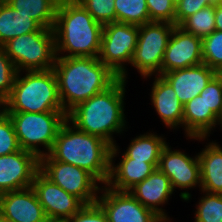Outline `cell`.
I'll return each instance as SVG.
<instances>
[{
	"mask_svg": "<svg viewBox=\"0 0 222 222\" xmlns=\"http://www.w3.org/2000/svg\"><path fill=\"white\" fill-rule=\"evenodd\" d=\"M53 70L66 114L119 79L98 57H56Z\"/></svg>",
	"mask_w": 222,
	"mask_h": 222,
	"instance_id": "6da1fadb",
	"label": "cell"
},
{
	"mask_svg": "<svg viewBox=\"0 0 222 222\" xmlns=\"http://www.w3.org/2000/svg\"><path fill=\"white\" fill-rule=\"evenodd\" d=\"M126 84L124 79L119 78L104 92L73 108L67 114V120L78 130L98 136L115 146L117 143L113 134L121 135L128 129L124 113Z\"/></svg>",
	"mask_w": 222,
	"mask_h": 222,
	"instance_id": "7a4b0ae2",
	"label": "cell"
},
{
	"mask_svg": "<svg viewBox=\"0 0 222 222\" xmlns=\"http://www.w3.org/2000/svg\"><path fill=\"white\" fill-rule=\"evenodd\" d=\"M57 57H98L103 25L77 0H60L53 26Z\"/></svg>",
	"mask_w": 222,
	"mask_h": 222,
	"instance_id": "3957f363",
	"label": "cell"
},
{
	"mask_svg": "<svg viewBox=\"0 0 222 222\" xmlns=\"http://www.w3.org/2000/svg\"><path fill=\"white\" fill-rule=\"evenodd\" d=\"M111 147L102 138L80 131L66 120L49 155L56 161L86 170L100 185H105L110 174Z\"/></svg>",
	"mask_w": 222,
	"mask_h": 222,
	"instance_id": "277c9868",
	"label": "cell"
},
{
	"mask_svg": "<svg viewBox=\"0 0 222 222\" xmlns=\"http://www.w3.org/2000/svg\"><path fill=\"white\" fill-rule=\"evenodd\" d=\"M1 107L6 112H64L54 70L18 72Z\"/></svg>",
	"mask_w": 222,
	"mask_h": 222,
	"instance_id": "5b68a950",
	"label": "cell"
},
{
	"mask_svg": "<svg viewBox=\"0 0 222 222\" xmlns=\"http://www.w3.org/2000/svg\"><path fill=\"white\" fill-rule=\"evenodd\" d=\"M10 116L19 146L38 158L51 152L58 130L67 120L65 112H7ZM41 147L42 148L41 150Z\"/></svg>",
	"mask_w": 222,
	"mask_h": 222,
	"instance_id": "8992f818",
	"label": "cell"
},
{
	"mask_svg": "<svg viewBox=\"0 0 222 222\" xmlns=\"http://www.w3.org/2000/svg\"><path fill=\"white\" fill-rule=\"evenodd\" d=\"M2 47L18 72L51 70L57 57L53 28L20 35Z\"/></svg>",
	"mask_w": 222,
	"mask_h": 222,
	"instance_id": "52a82bcc",
	"label": "cell"
},
{
	"mask_svg": "<svg viewBox=\"0 0 222 222\" xmlns=\"http://www.w3.org/2000/svg\"><path fill=\"white\" fill-rule=\"evenodd\" d=\"M139 26L111 22L103 26L98 59L116 76L128 82L127 65L131 63L137 45Z\"/></svg>",
	"mask_w": 222,
	"mask_h": 222,
	"instance_id": "ba28073f",
	"label": "cell"
},
{
	"mask_svg": "<svg viewBox=\"0 0 222 222\" xmlns=\"http://www.w3.org/2000/svg\"><path fill=\"white\" fill-rule=\"evenodd\" d=\"M174 27L175 24L167 22L139 25L138 41L130 65L145 80L161 75L164 53Z\"/></svg>",
	"mask_w": 222,
	"mask_h": 222,
	"instance_id": "9c48e42d",
	"label": "cell"
},
{
	"mask_svg": "<svg viewBox=\"0 0 222 222\" xmlns=\"http://www.w3.org/2000/svg\"><path fill=\"white\" fill-rule=\"evenodd\" d=\"M39 171L84 204L95 203L102 185L86 170L54 160L49 154L39 158Z\"/></svg>",
	"mask_w": 222,
	"mask_h": 222,
	"instance_id": "30bf717a",
	"label": "cell"
},
{
	"mask_svg": "<svg viewBox=\"0 0 222 222\" xmlns=\"http://www.w3.org/2000/svg\"><path fill=\"white\" fill-rule=\"evenodd\" d=\"M171 148L169 143L163 148L158 169L168 176L174 191H176L175 189L184 190L180 192V199L189 202L192 195L187 190L194 189L197 186L199 190L201 189L198 154L191 157L184 151Z\"/></svg>",
	"mask_w": 222,
	"mask_h": 222,
	"instance_id": "8fae6325",
	"label": "cell"
},
{
	"mask_svg": "<svg viewBox=\"0 0 222 222\" xmlns=\"http://www.w3.org/2000/svg\"><path fill=\"white\" fill-rule=\"evenodd\" d=\"M96 202L105 212L109 222H164L129 191H117L102 185Z\"/></svg>",
	"mask_w": 222,
	"mask_h": 222,
	"instance_id": "7c38bea8",
	"label": "cell"
},
{
	"mask_svg": "<svg viewBox=\"0 0 222 222\" xmlns=\"http://www.w3.org/2000/svg\"><path fill=\"white\" fill-rule=\"evenodd\" d=\"M38 171L39 158L27 150L0 156V194L32 187Z\"/></svg>",
	"mask_w": 222,
	"mask_h": 222,
	"instance_id": "4fadbf2b",
	"label": "cell"
},
{
	"mask_svg": "<svg viewBox=\"0 0 222 222\" xmlns=\"http://www.w3.org/2000/svg\"><path fill=\"white\" fill-rule=\"evenodd\" d=\"M202 63V39L175 25L164 53L161 76Z\"/></svg>",
	"mask_w": 222,
	"mask_h": 222,
	"instance_id": "5bb4252c",
	"label": "cell"
},
{
	"mask_svg": "<svg viewBox=\"0 0 222 222\" xmlns=\"http://www.w3.org/2000/svg\"><path fill=\"white\" fill-rule=\"evenodd\" d=\"M32 188L46 216L50 218H71L85 205L75 195L51 182L40 171L34 176Z\"/></svg>",
	"mask_w": 222,
	"mask_h": 222,
	"instance_id": "9a60e30c",
	"label": "cell"
},
{
	"mask_svg": "<svg viewBox=\"0 0 222 222\" xmlns=\"http://www.w3.org/2000/svg\"><path fill=\"white\" fill-rule=\"evenodd\" d=\"M0 215L12 222H45L47 218L32 187L0 194Z\"/></svg>",
	"mask_w": 222,
	"mask_h": 222,
	"instance_id": "2e32d148",
	"label": "cell"
},
{
	"mask_svg": "<svg viewBox=\"0 0 222 222\" xmlns=\"http://www.w3.org/2000/svg\"><path fill=\"white\" fill-rule=\"evenodd\" d=\"M120 150L117 144L111 147L110 174L105 184L110 189L129 191L158 168L159 163H147L131 158H119L120 162L115 165V158L120 155Z\"/></svg>",
	"mask_w": 222,
	"mask_h": 222,
	"instance_id": "e0dca14e",
	"label": "cell"
},
{
	"mask_svg": "<svg viewBox=\"0 0 222 222\" xmlns=\"http://www.w3.org/2000/svg\"><path fill=\"white\" fill-rule=\"evenodd\" d=\"M129 192L146 208L152 210L164 222L171 221L170 216L162 208L173 195L170 179L158 168Z\"/></svg>",
	"mask_w": 222,
	"mask_h": 222,
	"instance_id": "ac0fdd59",
	"label": "cell"
},
{
	"mask_svg": "<svg viewBox=\"0 0 222 222\" xmlns=\"http://www.w3.org/2000/svg\"><path fill=\"white\" fill-rule=\"evenodd\" d=\"M217 73L202 63L184 69L164 73L162 76L171 84L179 101L184 105L206 87Z\"/></svg>",
	"mask_w": 222,
	"mask_h": 222,
	"instance_id": "d6986e66",
	"label": "cell"
},
{
	"mask_svg": "<svg viewBox=\"0 0 222 222\" xmlns=\"http://www.w3.org/2000/svg\"><path fill=\"white\" fill-rule=\"evenodd\" d=\"M151 87V105L166 128L182 127L183 104L179 101L171 84L161 75H155Z\"/></svg>",
	"mask_w": 222,
	"mask_h": 222,
	"instance_id": "ffe728a7",
	"label": "cell"
},
{
	"mask_svg": "<svg viewBox=\"0 0 222 222\" xmlns=\"http://www.w3.org/2000/svg\"><path fill=\"white\" fill-rule=\"evenodd\" d=\"M220 124V119L207 107L201 95L183 105L182 129L187 139L204 141L210 137L213 129Z\"/></svg>",
	"mask_w": 222,
	"mask_h": 222,
	"instance_id": "44dd1931",
	"label": "cell"
},
{
	"mask_svg": "<svg viewBox=\"0 0 222 222\" xmlns=\"http://www.w3.org/2000/svg\"><path fill=\"white\" fill-rule=\"evenodd\" d=\"M200 161L201 189L212 194H222V146L208 142L198 153Z\"/></svg>",
	"mask_w": 222,
	"mask_h": 222,
	"instance_id": "7402d4cb",
	"label": "cell"
},
{
	"mask_svg": "<svg viewBox=\"0 0 222 222\" xmlns=\"http://www.w3.org/2000/svg\"><path fill=\"white\" fill-rule=\"evenodd\" d=\"M41 28L33 18L13 9L6 1H0V46L15 37L39 31Z\"/></svg>",
	"mask_w": 222,
	"mask_h": 222,
	"instance_id": "603a6c76",
	"label": "cell"
},
{
	"mask_svg": "<svg viewBox=\"0 0 222 222\" xmlns=\"http://www.w3.org/2000/svg\"><path fill=\"white\" fill-rule=\"evenodd\" d=\"M164 136L146 132L131 139L128 147L122 153V158H131L147 163H159L163 148L167 145Z\"/></svg>",
	"mask_w": 222,
	"mask_h": 222,
	"instance_id": "cb8c5ba5",
	"label": "cell"
},
{
	"mask_svg": "<svg viewBox=\"0 0 222 222\" xmlns=\"http://www.w3.org/2000/svg\"><path fill=\"white\" fill-rule=\"evenodd\" d=\"M60 0H7L13 9L37 21L43 28H53Z\"/></svg>",
	"mask_w": 222,
	"mask_h": 222,
	"instance_id": "d4e9b609",
	"label": "cell"
},
{
	"mask_svg": "<svg viewBox=\"0 0 222 222\" xmlns=\"http://www.w3.org/2000/svg\"><path fill=\"white\" fill-rule=\"evenodd\" d=\"M116 22L143 25L150 22L146 0H115Z\"/></svg>",
	"mask_w": 222,
	"mask_h": 222,
	"instance_id": "484cf974",
	"label": "cell"
},
{
	"mask_svg": "<svg viewBox=\"0 0 222 222\" xmlns=\"http://www.w3.org/2000/svg\"><path fill=\"white\" fill-rule=\"evenodd\" d=\"M183 30L203 39L215 31V5H209L186 18L180 25Z\"/></svg>",
	"mask_w": 222,
	"mask_h": 222,
	"instance_id": "4316f807",
	"label": "cell"
},
{
	"mask_svg": "<svg viewBox=\"0 0 222 222\" xmlns=\"http://www.w3.org/2000/svg\"><path fill=\"white\" fill-rule=\"evenodd\" d=\"M200 192L204 196L195 207L194 222H222V194Z\"/></svg>",
	"mask_w": 222,
	"mask_h": 222,
	"instance_id": "83f0119b",
	"label": "cell"
},
{
	"mask_svg": "<svg viewBox=\"0 0 222 222\" xmlns=\"http://www.w3.org/2000/svg\"><path fill=\"white\" fill-rule=\"evenodd\" d=\"M202 59L216 73H222V31L215 30L202 39Z\"/></svg>",
	"mask_w": 222,
	"mask_h": 222,
	"instance_id": "f1b7e54d",
	"label": "cell"
},
{
	"mask_svg": "<svg viewBox=\"0 0 222 222\" xmlns=\"http://www.w3.org/2000/svg\"><path fill=\"white\" fill-rule=\"evenodd\" d=\"M20 149L13 122L0 106V156L12 154Z\"/></svg>",
	"mask_w": 222,
	"mask_h": 222,
	"instance_id": "f546056e",
	"label": "cell"
},
{
	"mask_svg": "<svg viewBox=\"0 0 222 222\" xmlns=\"http://www.w3.org/2000/svg\"><path fill=\"white\" fill-rule=\"evenodd\" d=\"M101 25L116 22L115 0H77Z\"/></svg>",
	"mask_w": 222,
	"mask_h": 222,
	"instance_id": "4dcf8cb0",
	"label": "cell"
},
{
	"mask_svg": "<svg viewBox=\"0 0 222 222\" xmlns=\"http://www.w3.org/2000/svg\"><path fill=\"white\" fill-rule=\"evenodd\" d=\"M18 71L0 46V106L10 96Z\"/></svg>",
	"mask_w": 222,
	"mask_h": 222,
	"instance_id": "1f68e13d",
	"label": "cell"
},
{
	"mask_svg": "<svg viewBox=\"0 0 222 222\" xmlns=\"http://www.w3.org/2000/svg\"><path fill=\"white\" fill-rule=\"evenodd\" d=\"M207 107L221 119L222 117V74H216L201 91Z\"/></svg>",
	"mask_w": 222,
	"mask_h": 222,
	"instance_id": "d6a6232c",
	"label": "cell"
},
{
	"mask_svg": "<svg viewBox=\"0 0 222 222\" xmlns=\"http://www.w3.org/2000/svg\"><path fill=\"white\" fill-rule=\"evenodd\" d=\"M150 22L175 24V6L171 0H146Z\"/></svg>",
	"mask_w": 222,
	"mask_h": 222,
	"instance_id": "836d02e7",
	"label": "cell"
},
{
	"mask_svg": "<svg viewBox=\"0 0 222 222\" xmlns=\"http://www.w3.org/2000/svg\"><path fill=\"white\" fill-rule=\"evenodd\" d=\"M68 222H109L108 218L100 207L95 202L92 204H85L75 215L68 218Z\"/></svg>",
	"mask_w": 222,
	"mask_h": 222,
	"instance_id": "e575fe53",
	"label": "cell"
},
{
	"mask_svg": "<svg viewBox=\"0 0 222 222\" xmlns=\"http://www.w3.org/2000/svg\"><path fill=\"white\" fill-rule=\"evenodd\" d=\"M209 5L207 0H181L175 7V25Z\"/></svg>",
	"mask_w": 222,
	"mask_h": 222,
	"instance_id": "d590c367",
	"label": "cell"
},
{
	"mask_svg": "<svg viewBox=\"0 0 222 222\" xmlns=\"http://www.w3.org/2000/svg\"><path fill=\"white\" fill-rule=\"evenodd\" d=\"M215 30L222 31V3L215 5Z\"/></svg>",
	"mask_w": 222,
	"mask_h": 222,
	"instance_id": "8d00e7d4",
	"label": "cell"
},
{
	"mask_svg": "<svg viewBox=\"0 0 222 222\" xmlns=\"http://www.w3.org/2000/svg\"><path fill=\"white\" fill-rule=\"evenodd\" d=\"M45 222H68L67 218H50L47 217Z\"/></svg>",
	"mask_w": 222,
	"mask_h": 222,
	"instance_id": "74e56055",
	"label": "cell"
},
{
	"mask_svg": "<svg viewBox=\"0 0 222 222\" xmlns=\"http://www.w3.org/2000/svg\"><path fill=\"white\" fill-rule=\"evenodd\" d=\"M210 5H217L222 3V0H207Z\"/></svg>",
	"mask_w": 222,
	"mask_h": 222,
	"instance_id": "f35d334b",
	"label": "cell"
},
{
	"mask_svg": "<svg viewBox=\"0 0 222 222\" xmlns=\"http://www.w3.org/2000/svg\"><path fill=\"white\" fill-rule=\"evenodd\" d=\"M0 222H12L11 220H8L0 215Z\"/></svg>",
	"mask_w": 222,
	"mask_h": 222,
	"instance_id": "ab89813d",
	"label": "cell"
},
{
	"mask_svg": "<svg viewBox=\"0 0 222 222\" xmlns=\"http://www.w3.org/2000/svg\"><path fill=\"white\" fill-rule=\"evenodd\" d=\"M181 0H171V2L174 4V6L176 7L177 4L180 2Z\"/></svg>",
	"mask_w": 222,
	"mask_h": 222,
	"instance_id": "60d3db41",
	"label": "cell"
},
{
	"mask_svg": "<svg viewBox=\"0 0 222 222\" xmlns=\"http://www.w3.org/2000/svg\"><path fill=\"white\" fill-rule=\"evenodd\" d=\"M220 124H221V129H222V117H221V119H220Z\"/></svg>",
	"mask_w": 222,
	"mask_h": 222,
	"instance_id": "b9f144b4",
	"label": "cell"
}]
</instances>
